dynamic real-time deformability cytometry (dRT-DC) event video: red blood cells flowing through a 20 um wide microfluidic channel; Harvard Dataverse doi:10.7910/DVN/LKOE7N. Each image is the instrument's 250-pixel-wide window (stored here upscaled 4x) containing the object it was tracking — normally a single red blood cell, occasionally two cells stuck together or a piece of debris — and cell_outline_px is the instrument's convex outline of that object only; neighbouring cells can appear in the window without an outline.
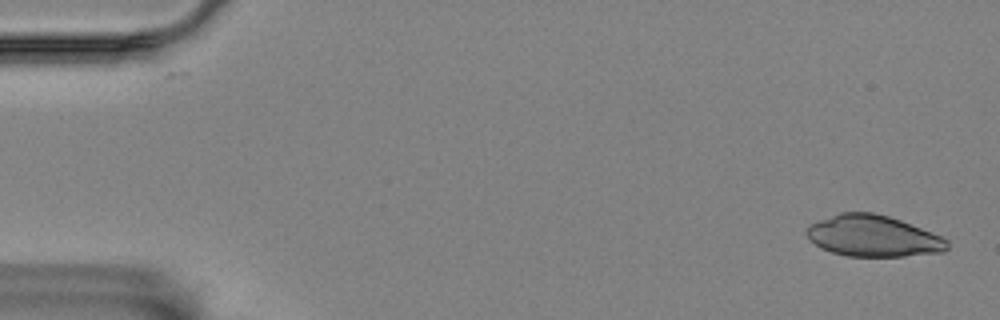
{"species": "Egyptian fruit bat (a non-hibernating species)", "species_latin": "Rousettus aegyptiacus", "temperature_condition": "room temperature", "stored_images_in_passage": 54, "camera_frame_rate_fps": 3000, "um_per_image_px": 0.085, "animal": {"sex": "female"}, "frame": {"image": 1, "passage_image": 1, "time_ms": 0.0, "image_size_px": [1000, 320], "cell_outline_px": [[948, 248], [944, 252], [904, 256], [848, 256], [832, 252], [820, 248], [808, 240], [804, 232], [812, 224], [820, 220], [840, 212], [872, 212], [888, 216], [900, 220], [940, 236], [948, 240]], "centroid_in_image_um": [74.19, 20.07], "position_along_channel_um": 10.8, "area_um2": 33.7}}